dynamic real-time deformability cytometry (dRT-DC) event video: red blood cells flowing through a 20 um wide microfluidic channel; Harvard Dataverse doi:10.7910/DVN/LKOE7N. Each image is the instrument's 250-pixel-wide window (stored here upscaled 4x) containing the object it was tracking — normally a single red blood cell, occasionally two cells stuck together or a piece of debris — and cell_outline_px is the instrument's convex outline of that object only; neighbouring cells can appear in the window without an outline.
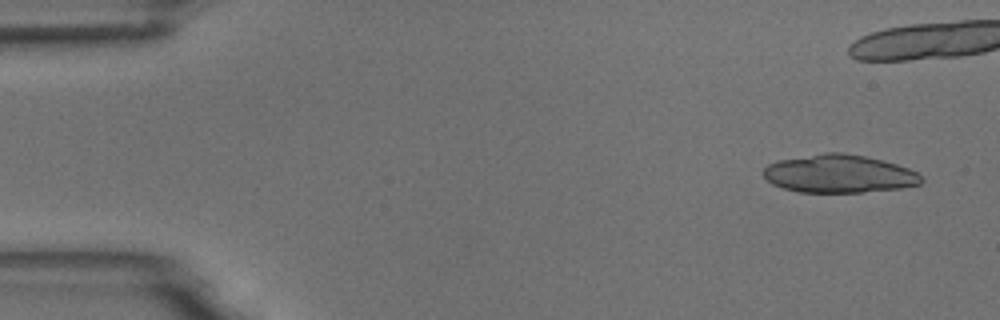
{"species": "common noctule bat (a hibernating species)", "species_latin": "Nyctalus noctula", "temperature_condition": "room temperature", "stored_images_in_passage": 8, "camera_frame_rate_fps": 3000, "um_per_image_px": 0.085, "animal": {"sex": "male", "body_mass_g": 18.8}, "frame": {"image": 1, "passage_image": 1, "time_ms": 0.0, "image_size_px": [1000, 320], "cell_outline_px": [[924, 180], [920, 184], [900, 188], [864, 192], [800, 192], [784, 188], [772, 184], [764, 176], [764, 168], [768, 164], [780, 160], [824, 152], [844, 152], [864, 156], [896, 164], [908, 168], [924, 176]], "centroid_in_image_um": [71.35, 14.77], "position_along_channel_um": 13.7, "area_um2": 34.91}}